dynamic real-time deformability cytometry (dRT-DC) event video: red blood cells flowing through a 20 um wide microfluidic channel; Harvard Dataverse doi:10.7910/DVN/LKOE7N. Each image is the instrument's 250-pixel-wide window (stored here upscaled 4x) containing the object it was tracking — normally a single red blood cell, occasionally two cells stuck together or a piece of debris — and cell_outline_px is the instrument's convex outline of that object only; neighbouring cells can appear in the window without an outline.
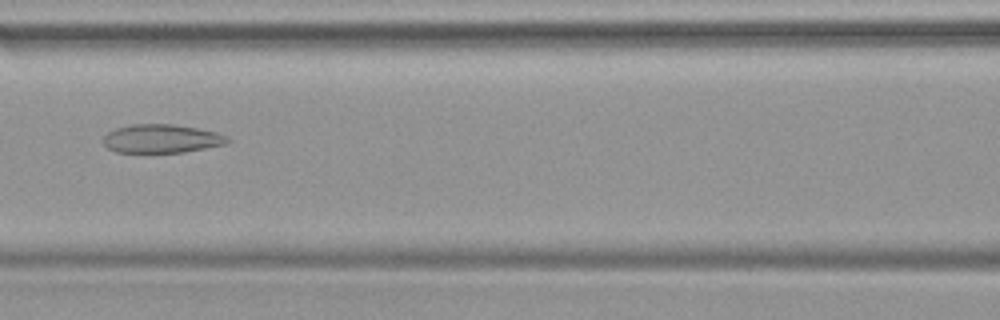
{"species": "common noctule bat (a hibernating species)", "species_latin": "Nyctalus noctula", "temperature_condition": "warm", "stored_images_in_passage": 34, "camera_frame_rate_fps": 3000, "um_per_image_px": 0.085, "animal": {"sex": "female", "body_mass_g": 19.9}, "frame": {"image": 1, "passage_image": 8, "time_ms": 2.333, "image_size_px": [1000, 320], "cell_outline_px": [[232, 140], [224, 144], [184, 152], [116, 152], [108, 148], [100, 140], [108, 132], [116, 128], [132, 124], [172, 124], [196, 128], [216, 132], [228, 136]], "centroid_in_image_um": [13.71, 11.78], "position_along_channel_um": 152.9, "area_um2": 20.63}}
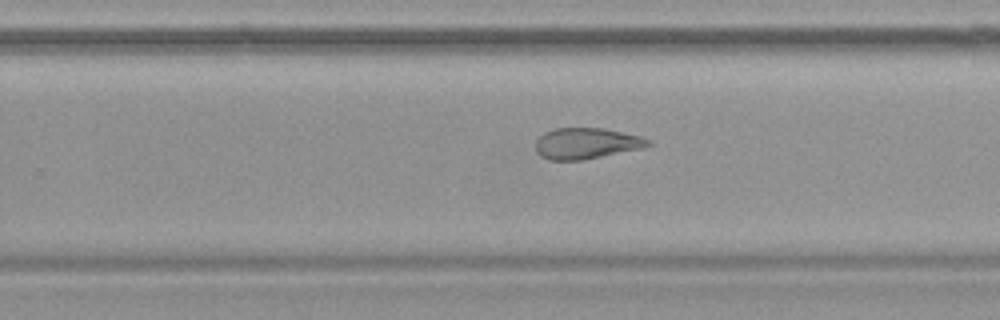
{"frame": {"image": 2, "passage_image": 17, "time_ms": 5.333, "image_size_px": [1000, 320], "cell_outline_px": [[652, 144], [644, 148], [580, 160], [548, 160], [540, 156], [536, 152], [536, 140], [544, 132], [556, 128], [604, 128], [640, 136], [652, 140]], "centroid_in_image_um": [49.84, 12.19], "position_along_channel_um": 280.0, "area_um2": 20.4}}
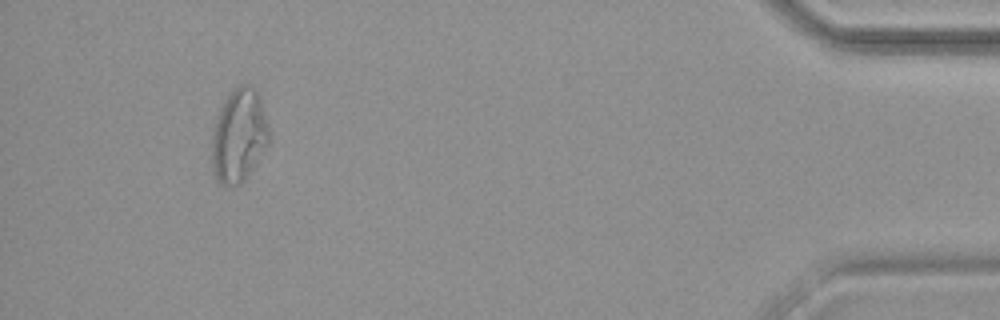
{"frame": {"image": 3, "passage_image": 31, "time_ms": 10.0, "image_size_px": [1000, 320], "cell_outline_px": [[268, 144], [244, 180], [236, 184], [220, 184], [216, 176], [212, 164], [212, 136], [216, 116], [224, 100], [240, 84], [252, 84], [260, 96], [268, 124]], "centroid_in_image_um": [20.31, 11.47], "position_along_channel_um": 414.9, "area_um2": 30.63}}